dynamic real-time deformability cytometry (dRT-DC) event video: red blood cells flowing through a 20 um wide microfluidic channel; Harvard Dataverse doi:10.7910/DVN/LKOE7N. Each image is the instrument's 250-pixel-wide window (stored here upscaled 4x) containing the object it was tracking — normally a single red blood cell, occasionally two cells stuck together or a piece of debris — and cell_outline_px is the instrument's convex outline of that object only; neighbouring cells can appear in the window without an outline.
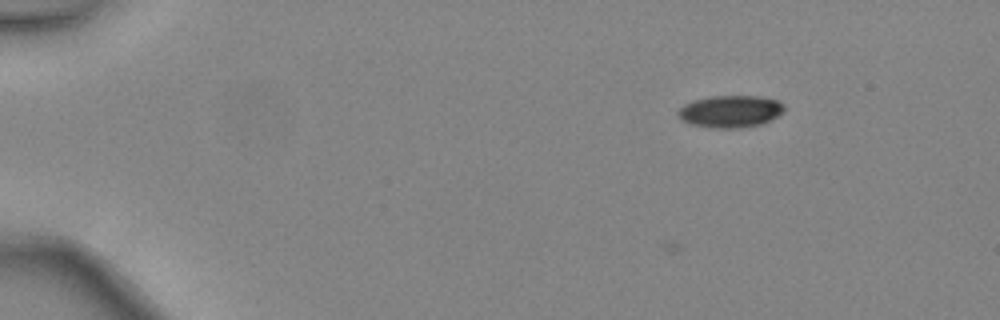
{"species": "common noctule bat (a hibernating species)", "species_latin": "Nyctalus noctula", "temperature_condition": "warm", "stored_images_in_passage": 10, "camera_frame_rate_fps": 3000, "um_per_image_px": 0.085, "animal": {"sex": "female", "body_mass_g": 24.6, "forearm_length_mm": 56.2}, "frame": {"image": 1, "passage_image": 10, "time_ms": 3.0, "image_size_px": [1000, 320], "cell_outline_px": [[784, 112], [772, 120], [764, 124], [740, 128], [712, 128], [688, 124], [676, 112], [684, 104], [692, 100], [712, 96], [756, 96], [776, 100], [784, 104]], "centroid_in_image_um": [62.1, 9.48], "position_along_channel_um": 22.9, "area_um2": 20.06}}